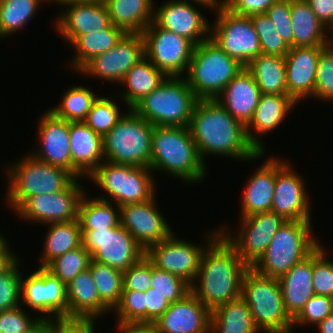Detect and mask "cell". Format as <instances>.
<instances>
[{"label": "cell", "mask_w": 333, "mask_h": 333, "mask_svg": "<svg viewBox=\"0 0 333 333\" xmlns=\"http://www.w3.org/2000/svg\"><path fill=\"white\" fill-rule=\"evenodd\" d=\"M87 195V193L83 194L78 206V221L81 230L110 229L120 225V208L118 205L97 197L91 198Z\"/></svg>", "instance_id": "cell-39"}, {"label": "cell", "mask_w": 333, "mask_h": 333, "mask_svg": "<svg viewBox=\"0 0 333 333\" xmlns=\"http://www.w3.org/2000/svg\"><path fill=\"white\" fill-rule=\"evenodd\" d=\"M191 1H194V3H198L197 5L205 6V8L209 7L210 9H213L212 11H214L221 4L220 0H191Z\"/></svg>", "instance_id": "cell-63"}, {"label": "cell", "mask_w": 333, "mask_h": 333, "mask_svg": "<svg viewBox=\"0 0 333 333\" xmlns=\"http://www.w3.org/2000/svg\"><path fill=\"white\" fill-rule=\"evenodd\" d=\"M210 38L230 57L246 66L262 53L258 34L250 17L235 14L220 4Z\"/></svg>", "instance_id": "cell-11"}, {"label": "cell", "mask_w": 333, "mask_h": 333, "mask_svg": "<svg viewBox=\"0 0 333 333\" xmlns=\"http://www.w3.org/2000/svg\"><path fill=\"white\" fill-rule=\"evenodd\" d=\"M81 233L82 245L91 260L122 272L145 256V251L121 224L110 229L81 230Z\"/></svg>", "instance_id": "cell-12"}, {"label": "cell", "mask_w": 333, "mask_h": 333, "mask_svg": "<svg viewBox=\"0 0 333 333\" xmlns=\"http://www.w3.org/2000/svg\"><path fill=\"white\" fill-rule=\"evenodd\" d=\"M69 89L63 93L60 105L50 110L56 117L64 119L68 122L84 121L89 113L92 105L99 97L86 86L77 85L68 87Z\"/></svg>", "instance_id": "cell-41"}, {"label": "cell", "mask_w": 333, "mask_h": 333, "mask_svg": "<svg viewBox=\"0 0 333 333\" xmlns=\"http://www.w3.org/2000/svg\"><path fill=\"white\" fill-rule=\"evenodd\" d=\"M267 159L244 186L241 217L271 211L275 190L276 157L270 156Z\"/></svg>", "instance_id": "cell-28"}, {"label": "cell", "mask_w": 333, "mask_h": 333, "mask_svg": "<svg viewBox=\"0 0 333 333\" xmlns=\"http://www.w3.org/2000/svg\"><path fill=\"white\" fill-rule=\"evenodd\" d=\"M327 256L322 244L313 251V291L315 295L333 298V260Z\"/></svg>", "instance_id": "cell-47"}, {"label": "cell", "mask_w": 333, "mask_h": 333, "mask_svg": "<svg viewBox=\"0 0 333 333\" xmlns=\"http://www.w3.org/2000/svg\"><path fill=\"white\" fill-rule=\"evenodd\" d=\"M250 19L258 34L262 53L285 57L290 47L277 33L276 27L270 18L263 13L252 15Z\"/></svg>", "instance_id": "cell-45"}, {"label": "cell", "mask_w": 333, "mask_h": 333, "mask_svg": "<svg viewBox=\"0 0 333 333\" xmlns=\"http://www.w3.org/2000/svg\"><path fill=\"white\" fill-rule=\"evenodd\" d=\"M154 323L157 333H210L211 311L190 291Z\"/></svg>", "instance_id": "cell-23"}, {"label": "cell", "mask_w": 333, "mask_h": 333, "mask_svg": "<svg viewBox=\"0 0 333 333\" xmlns=\"http://www.w3.org/2000/svg\"><path fill=\"white\" fill-rule=\"evenodd\" d=\"M312 269L313 252L278 278L285 309L292 319L300 313L305 303L315 295Z\"/></svg>", "instance_id": "cell-29"}, {"label": "cell", "mask_w": 333, "mask_h": 333, "mask_svg": "<svg viewBox=\"0 0 333 333\" xmlns=\"http://www.w3.org/2000/svg\"><path fill=\"white\" fill-rule=\"evenodd\" d=\"M265 14L274 23L277 33L289 46L294 47V32L291 21V0H278Z\"/></svg>", "instance_id": "cell-52"}, {"label": "cell", "mask_w": 333, "mask_h": 333, "mask_svg": "<svg viewBox=\"0 0 333 333\" xmlns=\"http://www.w3.org/2000/svg\"><path fill=\"white\" fill-rule=\"evenodd\" d=\"M124 34L121 28L111 24L107 29L80 35L71 44L76 49L69 63L72 69L78 72L93 57L112 49Z\"/></svg>", "instance_id": "cell-38"}, {"label": "cell", "mask_w": 333, "mask_h": 333, "mask_svg": "<svg viewBox=\"0 0 333 333\" xmlns=\"http://www.w3.org/2000/svg\"><path fill=\"white\" fill-rule=\"evenodd\" d=\"M332 32L333 33V28L331 30H329V32ZM332 36V37H331ZM328 45L331 46V48L333 49V34L330 35V38H328ZM331 39V40H330Z\"/></svg>", "instance_id": "cell-66"}, {"label": "cell", "mask_w": 333, "mask_h": 333, "mask_svg": "<svg viewBox=\"0 0 333 333\" xmlns=\"http://www.w3.org/2000/svg\"><path fill=\"white\" fill-rule=\"evenodd\" d=\"M111 24L125 33L142 34L153 21V0H106Z\"/></svg>", "instance_id": "cell-32"}, {"label": "cell", "mask_w": 333, "mask_h": 333, "mask_svg": "<svg viewBox=\"0 0 333 333\" xmlns=\"http://www.w3.org/2000/svg\"><path fill=\"white\" fill-rule=\"evenodd\" d=\"M167 78L145 56L128 71L120 84L125 89L121 99L131 109L144 96L152 93Z\"/></svg>", "instance_id": "cell-34"}, {"label": "cell", "mask_w": 333, "mask_h": 333, "mask_svg": "<svg viewBox=\"0 0 333 333\" xmlns=\"http://www.w3.org/2000/svg\"><path fill=\"white\" fill-rule=\"evenodd\" d=\"M65 8L67 10H64L55 20V29L70 45L80 35L101 31L111 25L109 11L105 2L70 3Z\"/></svg>", "instance_id": "cell-24"}, {"label": "cell", "mask_w": 333, "mask_h": 333, "mask_svg": "<svg viewBox=\"0 0 333 333\" xmlns=\"http://www.w3.org/2000/svg\"><path fill=\"white\" fill-rule=\"evenodd\" d=\"M145 56L167 77H183L195 45L176 33L158 27L153 21L143 30Z\"/></svg>", "instance_id": "cell-13"}, {"label": "cell", "mask_w": 333, "mask_h": 333, "mask_svg": "<svg viewBox=\"0 0 333 333\" xmlns=\"http://www.w3.org/2000/svg\"><path fill=\"white\" fill-rule=\"evenodd\" d=\"M118 324V325H117ZM119 333H157L154 322H117Z\"/></svg>", "instance_id": "cell-59"}, {"label": "cell", "mask_w": 333, "mask_h": 333, "mask_svg": "<svg viewBox=\"0 0 333 333\" xmlns=\"http://www.w3.org/2000/svg\"><path fill=\"white\" fill-rule=\"evenodd\" d=\"M146 322H155L169 308L170 303L152 287L145 291Z\"/></svg>", "instance_id": "cell-56"}, {"label": "cell", "mask_w": 333, "mask_h": 333, "mask_svg": "<svg viewBox=\"0 0 333 333\" xmlns=\"http://www.w3.org/2000/svg\"><path fill=\"white\" fill-rule=\"evenodd\" d=\"M294 47L326 46L329 31L305 0H291ZM326 30V31H325ZM328 34V35H327Z\"/></svg>", "instance_id": "cell-33"}, {"label": "cell", "mask_w": 333, "mask_h": 333, "mask_svg": "<svg viewBox=\"0 0 333 333\" xmlns=\"http://www.w3.org/2000/svg\"><path fill=\"white\" fill-rule=\"evenodd\" d=\"M205 164L188 127L154 126L150 157L153 172L163 171L194 184L206 178Z\"/></svg>", "instance_id": "cell-3"}, {"label": "cell", "mask_w": 333, "mask_h": 333, "mask_svg": "<svg viewBox=\"0 0 333 333\" xmlns=\"http://www.w3.org/2000/svg\"><path fill=\"white\" fill-rule=\"evenodd\" d=\"M324 47H290L284 57L287 95L297 104L314 94L317 62Z\"/></svg>", "instance_id": "cell-25"}, {"label": "cell", "mask_w": 333, "mask_h": 333, "mask_svg": "<svg viewBox=\"0 0 333 333\" xmlns=\"http://www.w3.org/2000/svg\"><path fill=\"white\" fill-rule=\"evenodd\" d=\"M26 156V157H25ZM6 167L7 199L16 211L29 197L65 190L76 178L67 170L42 162L27 154Z\"/></svg>", "instance_id": "cell-5"}, {"label": "cell", "mask_w": 333, "mask_h": 333, "mask_svg": "<svg viewBox=\"0 0 333 333\" xmlns=\"http://www.w3.org/2000/svg\"><path fill=\"white\" fill-rule=\"evenodd\" d=\"M321 23L333 28V0H305Z\"/></svg>", "instance_id": "cell-58"}, {"label": "cell", "mask_w": 333, "mask_h": 333, "mask_svg": "<svg viewBox=\"0 0 333 333\" xmlns=\"http://www.w3.org/2000/svg\"><path fill=\"white\" fill-rule=\"evenodd\" d=\"M89 1H100V2H105L106 0H89Z\"/></svg>", "instance_id": "cell-68"}, {"label": "cell", "mask_w": 333, "mask_h": 333, "mask_svg": "<svg viewBox=\"0 0 333 333\" xmlns=\"http://www.w3.org/2000/svg\"><path fill=\"white\" fill-rule=\"evenodd\" d=\"M154 125L129 109L103 137L104 160L150 168Z\"/></svg>", "instance_id": "cell-9"}, {"label": "cell", "mask_w": 333, "mask_h": 333, "mask_svg": "<svg viewBox=\"0 0 333 333\" xmlns=\"http://www.w3.org/2000/svg\"><path fill=\"white\" fill-rule=\"evenodd\" d=\"M261 91L251 73L244 68L215 100L245 127L252 120Z\"/></svg>", "instance_id": "cell-26"}, {"label": "cell", "mask_w": 333, "mask_h": 333, "mask_svg": "<svg viewBox=\"0 0 333 333\" xmlns=\"http://www.w3.org/2000/svg\"><path fill=\"white\" fill-rule=\"evenodd\" d=\"M145 57V43L142 34L125 33L116 45L89 60L79 74L121 83L126 73Z\"/></svg>", "instance_id": "cell-17"}, {"label": "cell", "mask_w": 333, "mask_h": 333, "mask_svg": "<svg viewBox=\"0 0 333 333\" xmlns=\"http://www.w3.org/2000/svg\"><path fill=\"white\" fill-rule=\"evenodd\" d=\"M6 238L4 239V236H0V248L6 243Z\"/></svg>", "instance_id": "cell-67"}, {"label": "cell", "mask_w": 333, "mask_h": 333, "mask_svg": "<svg viewBox=\"0 0 333 333\" xmlns=\"http://www.w3.org/2000/svg\"><path fill=\"white\" fill-rule=\"evenodd\" d=\"M96 319L90 317H62V333H94Z\"/></svg>", "instance_id": "cell-57"}, {"label": "cell", "mask_w": 333, "mask_h": 333, "mask_svg": "<svg viewBox=\"0 0 333 333\" xmlns=\"http://www.w3.org/2000/svg\"><path fill=\"white\" fill-rule=\"evenodd\" d=\"M333 314V298L314 295L306 303L300 313L293 319V326L309 324L317 326L327 316Z\"/></svg>", "instance_id": "cell-51"}, {"label": "cell", "mask_w": 333, "mask_h": 333, "mask_svg": "<svg viewBox=\"0 0 333 333\" xmlns=\"http://www.w3.org/2000/svg\"><path fill=\"white\" fill-rule=\"evenodd\" d=\"M88 269L101 302L113 311L120 302L123 292V272L94 260L90 261Z\"/></svg>", "instance_id": "cell-42"}, {"label": "cell", "mask_w": 333, "mask_h": 333, "mask_svg": "<svg viewBox=\"0 0 333 333\" xmlns=\"http://www.w3.org/2000/svg\"><path fill=\"white\" fill-rule=\"evenodd\" d=\"M199 99L183 77H167L131 109L154 126L188 127Z\"/></svg>", "instance_id": "cell-7"}, {"label": "cell", "mask_w": 333, "mask_h": 333, "mask_svg": "<svg viewBox=\"0 0 333 333\" xmlns=\"http://www.w3.org/2000/svg\"><path fill=\"white\" fill-rule=\"evenodd\" d=\"M317 326L319 333H333V314L327 316Z\"/></svg>", "instance_id": "cell-62"}, {"label": "cell", "mask_w": 333, "mask_h": 333, "mask_svg": "<svg viewBox=\"0 0 333 333\" xmlns=\"http://www.w3.org/2000/svg\"><path fill=\"white\" fill-rule=\"evenodd\" d=\"M208 233L205 236L208 239L206 249L190 291L212 311L219 305L241 297L243 274L249 266L223 237L220 229Z\"/></svg>", "instance_id": "cell-1"}, {"label": "cell", "mask_w": 333, "mask_h": 333, "mask_svg": "<svg viewBox=\"0 0 333 333\" xmlns=\"http://www.w3.org/2000/svg\"><path fill=\"white\" fill-rule=\"evenodd\" d=\"M152 262L143 256L123 272V290L145 292L151 288Z\"/></svg>", "instance_id": "cell-53"}, {"label": "cell", "mask_w": 333, "mask_h": 333, "mask_svg": "<svg viewBox=\"0 0 333 333\" xmlns=\"http://www.w3.org/2000/svg\"><path fill=\"white\" fill-rule=\"evenodd\" d=\"M311 221H286L264 255L252 267L258 273L279 278L309 256L321 243L313 236Z\"/></svg>", "instance_id": "cell-8"}, {"label": "cell", "mask_w": 333, "mask_h": 333, "mask_svg": "<svg viewBox=\"0 0 333 333\" xmlns=\"http://www.w3.org/2000/svg\"><path fill=\"white\" fill-rule=\"evenodd\" d=\"M152 291L158 292L172 304L190 292V285L179 276L157 269L152 263Z\"/></svg>", "instance_id": "cell-46"}, {"label": "cell", "mask_w": 333, "mask_h": 333, "mask_svg": "<svg viewBox=\"0 0 333 333\" xmlns=\"http://www.w3.org/2000/svg\"><path fill=\"white\" fill-rule=\"evenodd\" d=\"M45 1L49 0H0V38L26 26Z\"/></svg>", "instance_id": "cell-40"}, {"label": "cell", "mask_w": 333, "mask_h": 333, "mask_svg": "<svg viewBox=\"0 0 333 333\" xmlns=\"http://www.w3.org/2000/svg\"><path fill=\"white\" fill-rule=\"evenodd\" d=\"M43 113L37 128L40 147L30 154L42 162L67 170L76 179H83V175L72 165L70 122L56 117L50 110Z\"/></svg>", "instance_id": "cell-20"}, {"label": "cell", "mask_w": 333, "mask_h": 333, "mask_svg": "<svg viewBox=\"0 0 333 333\" xmlns=\"http://www.w3.org/2000/svg\"><path fill=\"white\" fill-rule=\"evenodd\" d=\"M278 0H221V4L229 11L250 17L263 14Z\"/></svg>", "instance_id": "cell-55"}, {"label": "cell", "mask_w": 333, "mask_h": 333, "mask_svg": "<svg viewBox=\"0 0 333 333\" xmlns=\"http://www.w3.org/2000/svg\"><path fill=\"white\" fill-rule=\"evenodd\" d=\"M18 259L9 269L0 274V311L21 305V271Z\"/></svg>", "instance_id": "cell-48"}, {"label": "cell", "mask_w": 333, "mask_h": 333, "mask_svg": "<svg viewBox=\"0 0 333 333\" xmlns=\"http://www.w3.org/2000/svg\"><path fill=\"white\" fill-rule=\"evenodd\" d=\"M57 3V4H62L61 6H65L67 4H70V3H78V2H86V1H89V0H51V1H48L49 2H54Z\"/></svg>", "instance_id": "cell-64"}, {"label": "cell", "mask_w": 333, "mask_h": 333, "mask_svg": "<svg viewBox=\"0 0 333 333\" xmlns=\"http://www.w3.org/2000/svg\"><path fill=\"white\" fill-rule=\"evenodd\" d=\"M39 333H62V317L40 320Z\"/></svg>", "instance_id": "cell-61"}, {"label": "cell", "mask_w": 333, "mask_h": 333, "mask_svg": "<svg viewBox=\"0 0 333 333\" xmlns=\"http://www.w3.org/2000/svg\"><path fill=\"white\" fill-rule=\"evenodd\" d=\"M156 195L144 202L120 206V224L146 251L151 245L166 240L173 232L156 207Z\"/></svg>", "instance_id": "cell-21"}, {"label": "cell", "mask_w": 333, "mask_h": 333, "mask_svg": "<svg viewBox=\"0 0 333 333\" xmlns=\"http://www.w3.org/2000/svg\"><path fill=\"white\" fill-rule=\"evenodd\" d=\"M114 311L119 322H146L145 292L123 290Z\"/></svg>", "instance_id": "cell-50"}, {"label": "cell", "mask_w": 333, "mask_h": 333, "mask_svg": "<svg viewBox=\"0 0 333 333\" xmlns=\"http://www.w3.org/2000/svg\"><path fill=\"white\" fill-rule=\"evenodd\" d=\"M90 261V253L81 245L56 258L45 269L67 286L80 272L88 269Z\"/></svg>", "instance_id": "cell-43"}, {"label": "cell", "mask_w": 333, "mask_h": 333, "mask_svg": "<svg viewBox=\"0 0 333 333\" xmlns=\"http://www.w3.org/2000/svg\"><path fill=\"white\" fill-rule=\"evenodd\" d=\"M244 68L209 37L194 47L185 79L199 100H214Z\"/></svg>", "instance_id": "cell-6"}, {"label": "cell", "mask_w": 333, "mask_h": 333, "mask_svg": "<svg viewBox=\"0 0 333 333\" xmlns=\"http://www.w3.org/2000/svg\"><path fill=\"white\" fill-rule=\"evenodd\" d=\"M241 297L250 308L256 327L263 333H292L278 278L261 275L249 267L243 274Z\"/></svg>", "instance_id": "cell-4"}, {"label": "cell", "mask_w": 333, "mask_h": 333, "mask_svg": "<svg viewBox=\"0 0 333 333\" xmlns=\"http://www.w3.org/2000/svg\"><path fill=\"white\" fill-rule=\"evenodd\" d=\"M167 2V3H166ZM154 9L153 22L190 40L195 46L210 37V23L193 2L170 0ZM206 18V19H205Z\"/></svg>", "instance_id": "cell-22"}, {"label": "cell", "mask_w": 333, "mask_h": 333, "mask_svg": "<svg viewBox=\"0 0 333 333\" xmlns=\"http://www.w3.org/2000/svg\"><path fill=\"white\" fill-rule=\"evenodd\" d=\"M78 180L75 179L65 190L29 197L15 213L25 221L44 225L78 220L79 202L86 192Z\"/></svg>", "instance_id": "cell-16"}, {"label": "cell", "mask_w": 333, "mask_h": 333, "mask_svg": "<svg viewBox=\"0 0 333 333\" xmlns=\"http://www.w3.org/2000/svg\"><path fill=\"white\" fill-rule=\"evenodd\" d=\"M70 152L72 165L87 177L104 161L103 137L83 121L70 122Z\"/></svg>", "instance_id": "cell-30"}, {"label": "cell", "mask_w": 333, "mask_h": 333, "mask_svg": "<svg viewBox=\"0 0 333 333\" xmlns=\"http://www.w3.org/2000/svg\"><path fill=\"white\" fill-rule=\"evenodd\" d=\"M276 157L275 190L271 212L285 221H311V206L305 181L289 160ZM286 161V162H285Z\"/></svg>", "instance_id": "cell-18"}, {"label": "cell", "mask_w": 333, "mask_h": 333, "mask_svg": "<svg viewBox=\"0 0 333 333\" xmlns=\"http://www.w3.org/2000/svg\"><path fill=\"white\" fill-rule=\"evenodd\" d=\"M66 290L68 317L101 318V315L111 312L101 302L89 269L80 272L66 286Z\"/></svg>", "instance_id": "cell-31"}, {"label": "cell", "mask_w": 333, "mask_h": 333, "mask_svg": "<svg viewBox=\"0 0 333 333\" xmlns=\"http://www.w3.org/2000/svg\"><path fill=\"white\" fill-rule=\"evenodd\" d=\"M48 228L40 266L45 268L50 262L82 245V233L78 220L50 223Z\"/></svg>", "instance_id": "cell-37"}, {"label": "cell", "mask_w": 333, "mask_h": 333, "mask_svg": "<svg viewBox=\"0 0 333 333\" xmlns=\"http://www.w3.org/2000/svg\"><path fill=\"white\" fill-rule=\"evenodd\" d=\"M240 220L239 225L242 226L238 234L232 232L233 235L231 229H228V224L223 227L220 225V233L235 248L239 257L249 267H253L264 255L278 229L286 221L271 211L241 217Z\"/></svg>", "instance_id": "cell-14"}, {"label": "cell", "mask_w": 333, "mask_h": 333, "mask_svg": "<svg viewBox=\"0 0 333 333\" xmlns=\"http://www.w3.org/2000/svg\"><path fill=\"white\" fill-rule=\"evenodd\" d=\"M27 333H39V322Z\"/></svg>", "instance_id": "cell-65"}, {"label": "cell", "mask_w": 333, "mask_h": 333, "mask_svg": "<svg viewBox=\"0 0 333 333\" xmlns=\"http://www.w3.org/2000/svg\"><path fill=\"white\" fill-rule=\"evenodd\" d=\"M119 108L109 97L99 96L83 122L104 137L125 114Z\"/></svg>", "instance_id": "cell-44"}, {"label": "cell", "mask_w": 333, "mask_h": 333, "mask_svg": "<svg viewBox=\"0 0 333 333\" xmlns=\"http://www.w3.org/2000/svg\"><path fill=\"white\" fill-rule=\"evenodd\" d=\"M245 68L254 77L261 94L287 95L284 57L261 53Z\"/></svg>", "instance_id": "cell-36"}, {"label": "cell", "mask_w": 333, "mask_h": 333, "mask_svg": "<svg viewBox=\"0 0 333 333\" xmlns=\"http://www.w3.org/2000/svg\"><path fill=\"white\" fill-rule=\"evenodd\" d=\"M210 333H261L246 301L239 297L211 311Z\"/></svg>", "instance_id": "cell-35"}, {"label": "cell", "mask_w": 333, "mask_h": 333, "mask_svg": "<svg viewBox=\"0 0 333 333\" xmlns=\"http://www.w3.org/2000/svg\"><path fill=\"white\" fill-rule=\"evenodd\" d=\"M22 277L21 274V306L26 303L35 312H40L41 320L68 317L66 285L59 278L41 267L26 279Z\"/></svg>", "instance_id": "cell-15"}, {"label": "cell", "mask_w": 333, "mask_h": 333, "mask_svg": "<svg viewBox=\"0 0 333 333\" xmlns=\"http://www.w3.org/2000/svg\"><path fill=\"white\" fill-rule=\"evenodd\" d=\"M188 128L203 161L207 155L243 161L265 157L248 141L246 127L215 99L197 101Z\"/></svg>", "instance_id": "cell-2"}, {"label": "cell", "mask_w": 333, "mask_h": 333, "mask_svg": "<svg viewBox=\"0 0 333 333\" xmlns=\"http://www.w3.org/2000/svg\"><path fill=\"white\" fill-rule=\"evenodd\" d=\"M179 239L174 232L164 241L151 245L145 256L160 270L179 276L193 284L205 251L204 245Z\"/></svg>", "instance_id": "cell-19"}, {"label": "cell", "mask_w": 333, "mask_h": 333, "mask_svg": "<svg viewBox=\"0 0 333 333\" xmlns=\"http://www.w3.org/2000/svg\"><path fill=\"white\" fill-rule=\"evenodd\" d=\"M295 105L297 103L289 95L261 94L253 118L246 126L248 141L259 152L265 153V145L255 134L265 135L277 129Z\"/></svg>", "instance_id": "cell-27"}, {"label": "cell", "mask_w": 333, "mask_h": 333, "mask_svg": "<svg viewBox=\"0 0 333 333\" xmlns=\"http://www.w3.org/2000/svg\"><path fill=\"white\" fill-rule=\"evenodd\" d=\"M152 172L150 168L115 164L104 160L88 177L109 194L108 197L104 195L97 198L120 207L148 201L155 196L156 182Z\"/></svg>", "instance_id": "cell-10"}, {"label": "cell", "mask_w": 333, "mask_h": 333, "mask_svg": "<svg viewBox=\"0 0 333 333\" xmlns=\"http://www.w3.org/2000/svg\"><path fill=\"white\" fill-rule=\"evenodd\" d=\"M314 97L325 102L333 101V49L328 44L319 54Z\"/></svg>", "instance_id": "cell-49"}, {"label": "cell", "mask_w": 333, "mask_h": 333, "mask_svg": "<svg viewBox=\"0 0 333 333\" xmlns=\"http://www.w3.org/2000/svg\"><path fill=\"white\" fill-rule=\"evenodd\" d=\"M21 307L0 311V333H27L41 320L31 318Z\"/></svg>", "instance_id": "cell-54"}, {"label": "cell", "mask_w": 333, "mask_h": 333, "mask_svg": "<svg viewBox=\"0 0 333 333\" xmlns=\"http://www.w3.org/2000/svg\"><path fill=\"white\" fill-rule=\"evenodd\" d=\"M18 259L17 255H15L9 244L6 242L0 248V274L9 269Z\"/></svg>", "instance_id": "cell-60"}]
</instances>
